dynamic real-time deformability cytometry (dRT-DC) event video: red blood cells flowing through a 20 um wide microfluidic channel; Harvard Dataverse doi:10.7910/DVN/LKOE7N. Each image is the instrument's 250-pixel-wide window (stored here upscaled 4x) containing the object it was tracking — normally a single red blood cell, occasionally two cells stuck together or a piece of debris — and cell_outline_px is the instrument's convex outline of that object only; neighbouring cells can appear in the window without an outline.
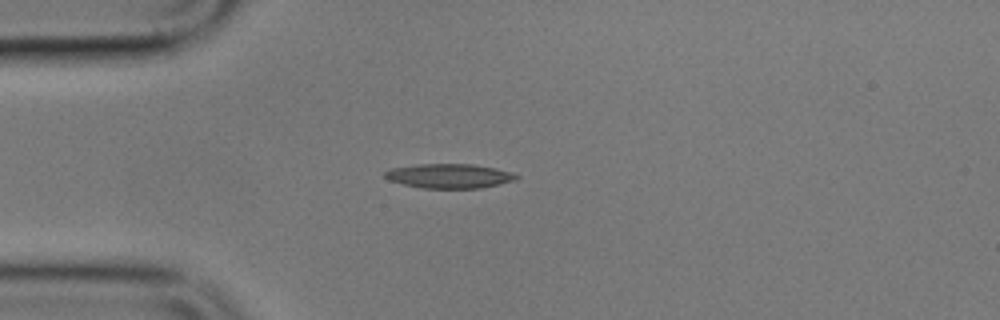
{"species": "common noctule bat (a hibernating species)", "species_latin": "Nyctalus noctula", "temperature_condition": "cold", "stored_images_in_passage": 8, "camera_frame_rate_fps": 3000, "um_per_image_px": 0.085, "animal": {"sex": "male", "body_mass_g": 17.9}, "frame": {"image": 1, "passage_image": 4, "time_ms": 3.667, "image_size_px": [1000, 320], "cell_outline_px": [[520, 176], [516, 180], [480, 188], [424, 188], [404, 184], [388, 180], [384, 176], [384, 172], [392, 168], [416, 164], [472, 164], [496, 168]], "centroid_in_image_um": [38.17, 14.95], "position_along_channel_um": 46.8, "area_um2": 18.55}}
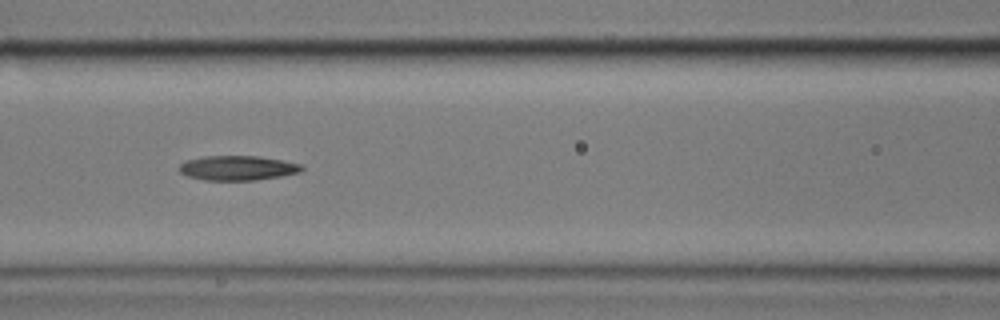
{"frame": {"image": 2, "passage_image": 7, "time_ms": 7.0, "image_size_px": [1000, 320], "cell_outline_px": [[304, 168], [300, 172], [280, 176], [256, 180], [204, 180], [188, 176], [180, 172], [180, 164], [184, 160], [204, 156], [260, 156], [300, 164]], "centroid_in_image_um": [20.17, 14.27], "position_along_channel_um": 146.4, "area_um2": 17.51}}
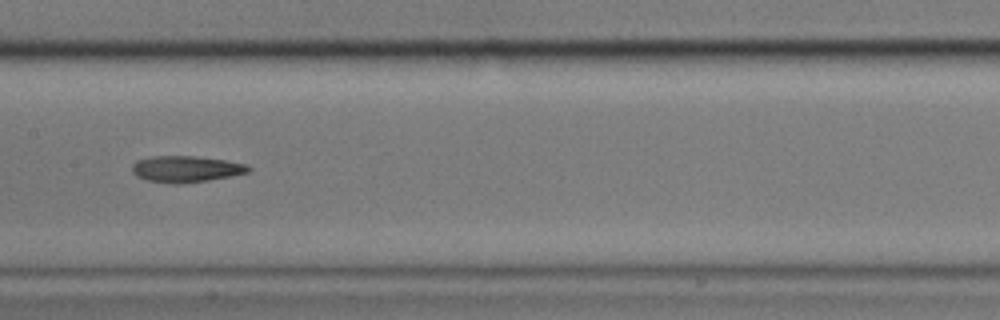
{"frame": {"image": 3, "passage_image": 8, "time_ms": 8.333, "image_size_px": [1000, 320], "cell_outline_px": [[252, 168], [248, 172], [208, 180], [180, 184], [176, 184], [148, 180], [136, 176], [132, 172], [132, 164], [136, 160], [152, 156], [192, 156], [224, 160], [248, 164]], "centroid_in_image_um": [15.78, 14.36], "position_along_channel_um": 191.6, "area_um2": 17.74}}